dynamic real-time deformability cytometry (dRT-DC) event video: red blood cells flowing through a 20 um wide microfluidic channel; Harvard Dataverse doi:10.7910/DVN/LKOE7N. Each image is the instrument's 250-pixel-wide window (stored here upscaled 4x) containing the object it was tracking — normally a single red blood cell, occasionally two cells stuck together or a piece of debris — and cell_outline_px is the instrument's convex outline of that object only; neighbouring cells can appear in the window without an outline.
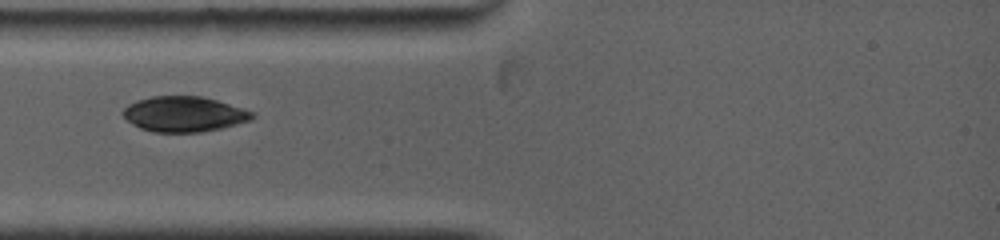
{"species": "common noctule bat (a hibernating species)", "species_latin": "Nyctalus noctula", "temperature_condition": "warm", "stored_images_in_passage": 58, "camera_frame_rate_fps": 5000, "um_per_image_px": 0.085, "animal": {"sex": "female", "body_mass_g": 19.0, "forearm_length_mm": 53.3}, "frame": {"image": 1, "passage_image": 1, "time_ms": 0.0, "image_size_px": [1000, 240], "cell_outline_px": [[256, 116], [252, 120], [224, 128], [200, 132], [152, 132], [140, 128], [128, 120], [120, 112], [128, 104], [136, 100], [152, 96], [200, 96], [216, 100], [244, 108], [256, 112]], "centroid_in_image_um": [15.68, 9.7], "position_along_channel_um": 69.3, "area_um2": 26.88}}
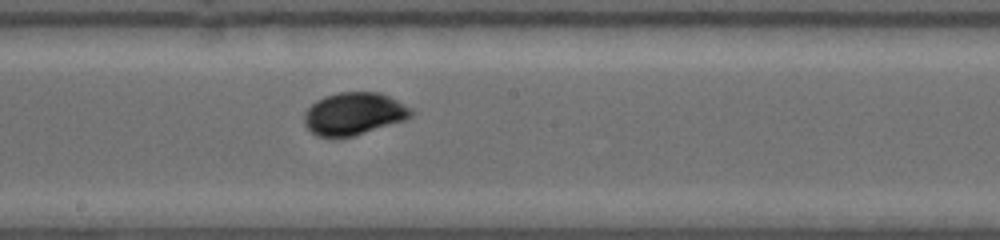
{"frame": {"image": 2, "passage_image": 25, "time_ms": 3.8, "image_size_px": [1000, 240], "cell_outline_px": [[412, 116], [404, 120], [352, 136], [316, 136], [304, 124], [304, 112], [316, 100], [324, 96], [340, 92], [380, 92], [412, 108]], "centroid_in_image_um": [30.06, 9.65], "position_along_channel_um": 218.1, "area_um2": 26.13}}
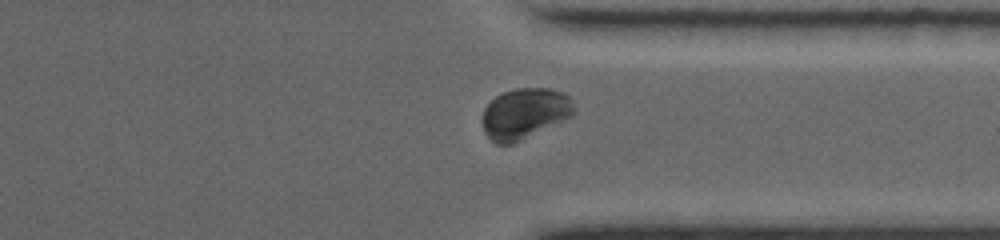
{"frame": {"image": 3, "passage_image": 50, "time_ms": 7.6, "image_size_px": [1000, 240], "cell_outline_px": [[576, 112], [572, 116], [512, 144], [496, 144], [484, 132], [480, 120], [484, 108], [496, 96], [504, 92], [516, 88], [548, 88], [564, 92], [572, 100]], "centroid_in_image_um": [44.58, 9.64], "position_along_channel_um": 366.8, "area_um2": 27.17}}